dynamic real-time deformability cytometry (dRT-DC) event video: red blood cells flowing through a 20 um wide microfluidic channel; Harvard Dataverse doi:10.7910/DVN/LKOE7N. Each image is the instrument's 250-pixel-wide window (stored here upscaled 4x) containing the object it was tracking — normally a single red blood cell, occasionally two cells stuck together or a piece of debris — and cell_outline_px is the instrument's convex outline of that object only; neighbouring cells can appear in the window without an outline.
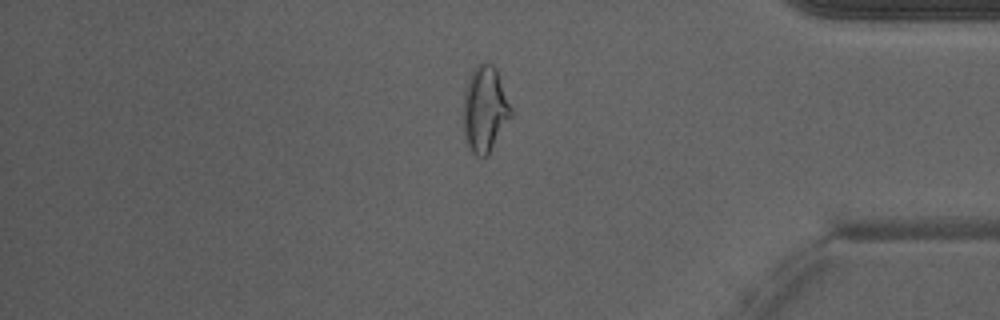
{"species": "Egyptian fruit bat (a non-hibernating species)", "species_latin": "Rousettus aegyptiacus", "temperature_condition": "warm", "stored_images_in_passage": 49, "camera_frame_rate_fps": 3000, "um_per_image_px": 0.085, "animal": {"sex": "male"}, "frame": {"image": 1, "passage_image": 42, "time_ms": 13.667, "image_size_px": [1000, 320], "cell_outline_px": [[512, 116], [488, 156], [476, 156], [472, 152], [464, 140], [464, 92], [472, 68], [476, 64], [484, 60], [492, 64], [496, 68], [512, 112]], "centroid_in_image_um": [41.2, 9.27], "position_along_channel_um": 394.0, "area_um2": 23.99}, "authors_computed_cell_mechanics": {"area_um2": 25.4898, "velocity_mm_per_s": 4.279, "shape_relaxation_time_tau1_ms": null, "shape_relaxation_time_tau2_ms": 1.4473, "deformation_change_tau1": null, "deformation_change_tau2": 0.0887}}